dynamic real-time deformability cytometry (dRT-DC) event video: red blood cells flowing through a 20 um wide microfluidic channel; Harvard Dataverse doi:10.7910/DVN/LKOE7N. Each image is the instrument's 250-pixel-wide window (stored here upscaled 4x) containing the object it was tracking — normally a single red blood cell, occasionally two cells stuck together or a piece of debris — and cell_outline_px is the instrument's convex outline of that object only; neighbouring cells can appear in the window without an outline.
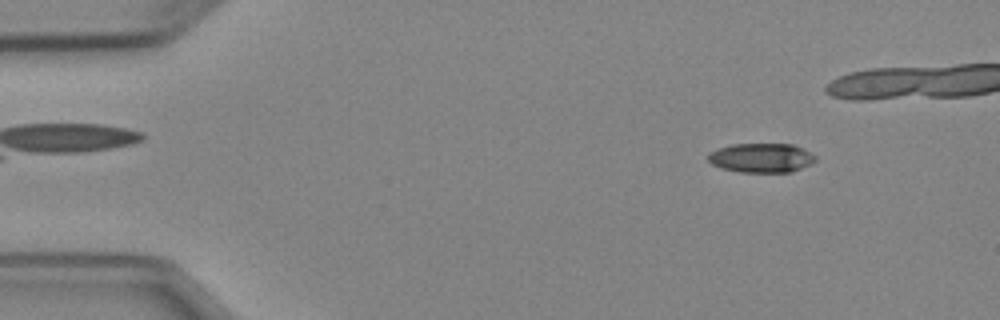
{"species": "Egyptian fruit bat (a non-hibernating species)", "species_latin": "Rousettus aegyptiacus", "temperature_condition": "cold", "stored_images_in_passage": 7, "camera_frame_rate_fps": 3000, "um_per_image_px": 0.085, "animal": {"sex": "female"}, "frame": {"image": 1, "passage_image": 1, "time_ms": 0.0, "image_size_px": [1000, 320], "cell_outline_px": [[816, 160], [792, 172], [740, 172], [720, 168], [712, 164], [708, 160], [708, 156], [712, 152], [720, 148], [732, 144], [792, 144], [816, 156]], "centroid_in_image_um": [64.69, 13.42], "position_along_channel_um": 20.3, "area_um2": 18.03}}